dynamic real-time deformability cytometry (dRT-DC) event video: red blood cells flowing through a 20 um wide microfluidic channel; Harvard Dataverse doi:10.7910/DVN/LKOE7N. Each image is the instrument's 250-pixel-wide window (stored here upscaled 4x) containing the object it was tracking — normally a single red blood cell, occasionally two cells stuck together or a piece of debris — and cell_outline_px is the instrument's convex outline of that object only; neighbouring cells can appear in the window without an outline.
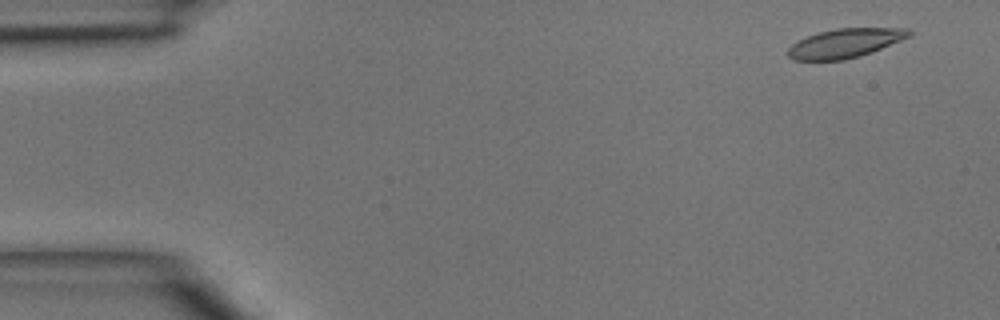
{"species": "common noctule bat (a hibernating species)", "species_latin": "Nyctalus noctula", "temperature_condition": "room temperature", "stored_images_in_passage": 46, "camera_frame_rate_fps": 3000, "um_per_image_px": 0.085, "animal": {"sex": "male", "body_mass_g": 15.6}, "frame": {"image": 1, "passage_image": 3, "time_ms": 0.667, "image_size_px": [1000, 320], "cell_outline_px": [[912, 36], [872, 52], [860, 56], [844, 60], [792, 60], [788, 56], [788, 48], [792, 44], [808, 36], [820, 32], [836, 28], [908, 28], [912, 32]], "centroid_in_image_um": [71.87, 3.67], "position_along_channel_um": 13.1, "area_um2": 20.52}}
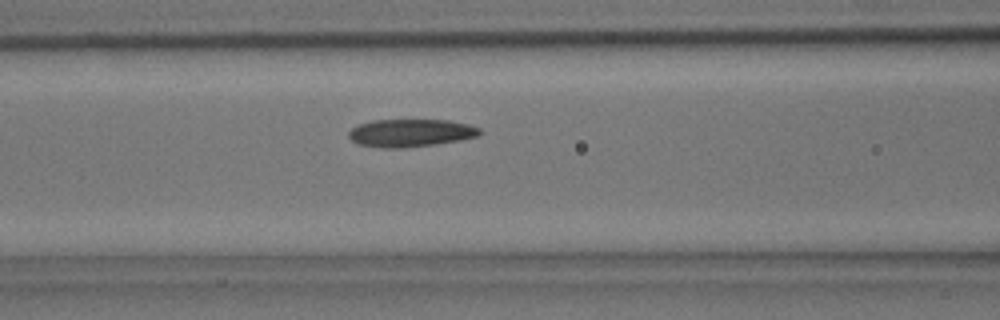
{"frame": {"image": 2, "passage_image": 19, "time_ms": 6.0, "image_size_px": [1000, 320], "cell_outline_px": [[484, 132], [480, 136], [460, 140], [436, 144], [400, 148], [380, 148], [356, 144], [348, 136], [348, 132], [352, 128], [360, 124], [372, 120], [448, 120], [468, 124], [480, 128]], "centroid_in_image_um": [34.92, 11.3], "position_along_channel_um": 131.7, "area_um2": 21.39}}
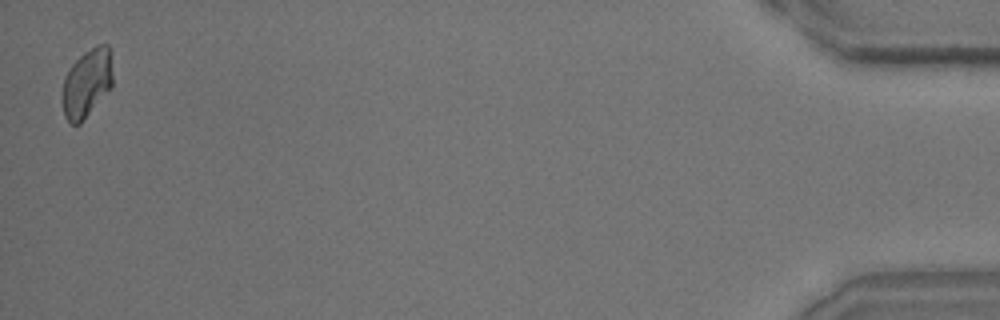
{"frame": {"image": 3, "passage_image": 46, "time_ms": 15.0, "image_size_px": [1000, 320], "cell_outline_px": [[112, 88], [80, 124], [72, 124], [64, 116], [64, 76], [72, 64], [84, 52], [96, 44], [108, 44], [112, 72]], "centroid_in_image_um": [7.41, 7.05], "position_along_channel_um": 427.8, "area_um2": 19.88}}